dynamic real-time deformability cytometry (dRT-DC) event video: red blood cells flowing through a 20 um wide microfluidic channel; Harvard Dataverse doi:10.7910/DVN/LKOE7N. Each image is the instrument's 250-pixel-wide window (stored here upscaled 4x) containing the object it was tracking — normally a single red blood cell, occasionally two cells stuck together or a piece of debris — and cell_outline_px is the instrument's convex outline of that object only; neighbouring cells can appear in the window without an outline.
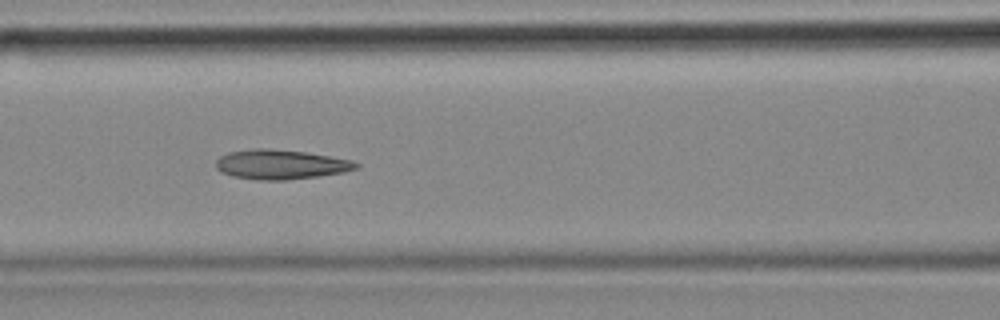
{"species": "common noctule bat (a hibernating species)", "species_latin": "Nyctalus noctula", "temperature_condition": "cold", "stored_images_in_passage": 40, "camera_frame_rate_fps": 3000, "um_per_image_px": 0.085, "animal": {"sex": "female", "body_mass_g": 18.4}, "frame": {"image": 1, "passage_image": 12, "time_ms": 3.667, "image_size_px": [1000, 320], "cell_outline_px": [[360, 164], [356, 168], [344, 172], [316, 176], [284, 180], [260, 180], [232, 176], [220, 172], [216, 168], [216, 160], [220, 156], [228, 152], [252, 148], [268, 148], [304, 152], [352, 160]], "centroid_in_image_um": [23.81, 13.97], "position_along_channel_um": 142.8, "area_um2": 24.04}}
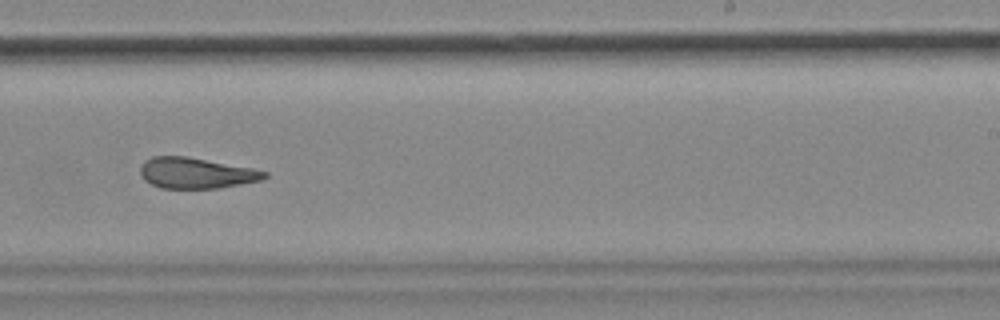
{"frame": {"image": 2, "passage_image": 23, "time_ms": 7.333, "image_size_px": [1000, 320], "cell_outline_px": [[268, 176], [264, 180], [220, 188], [160, 188], [144, 180], [140, 172], [140, 168], [144, 160], [152, 156], [184, 156], [252, 168], [268, 172]], "centroid_in_image_um": [16.68, 14.71], "position_along_channel_um": 272.3, "area_um2": 22.31}, "authors_computed_cell_mechanics": {"area_um2": 24.2182, "velocity_mm_per_s": 3.5452, "shape_relaxation_time_tau1_ms": null, "shape_relaxation_time_tau2_ms": 3.9782, "deformation_change_tau1": null, "deformation_change_tau2": 0.1393}}